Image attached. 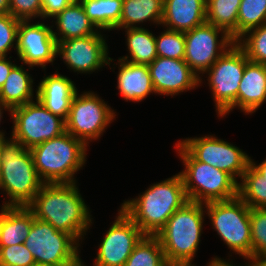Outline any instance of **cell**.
Wrapping results in <instances>:
<instances>
[{
	"mask_svg": "<svg viewBox=\"0 0 266 266\" xmlns=\"http://www.w3.org/2000/svg\"><path fill=\"white\" fill-rule=\"evenodd\" d=\"M76 182L44 183L28 206L36 219L71 235L78 243L92 223Z\"/></svg>",
	"mask_w": 266,
	"mask_h": 266,
	"instance_id": "obj_1",
	"label": "cell"
},
{
	"mask_svg": "<svg viewBox=\"0 0 266 266\" xmlns=\"http://www.w3.org/2000/svg\"><path fill=\"white\" fill-rule=\"evenodd\" d=\"M188 201L183 179L178 173L151 185L139 197L124 201L121 209L145 235L155 236Z\"/></svg>",
	"mask_w": 266,
	"mask_h": 266,
	"instance_id": "obj_2",
	"label": "cell"
},
{
	"mask_svg": "<svg viewBox=\"0 0 266 266\" xmlns=\"http://www.w3.org/2000/svg\"><path fill=\"white\" fill-rule=\"evenodd\" d=\"M2 141L0 189L9 201L4 206L28 207L44 182L35 169L33 157L22 142L13 138Z\"/></svg>",
	"mask_w": 266,
	"mask_h": 266,
	"instance_id": "obj_3",
	"label": "cell"
},
{
	"mask_svg": "<svg viewBox=\"0 0 266 266\" xmlns=\"http://www.w3.org/2000/svg\"><path fill=\"white\" fill-rule=\"evenodd\" d=\"M204 206V203L188 201L155 235L169 266H194L191 263L198 250L203 229L206 213Z\"/></svg>",
	"mask_w": 266,
	"mask_h": 266,
	"instance_id": "obj_4",
	"label": "cell"
},
{
	"mask_svg": "<svg viewBox=\"0 0 266 266\" xmlns=\"http://www.w3.org/2000/svg\"><path fill=\"white\" fill-rule=\"evenodd\" d=\"M44 183L76 182L74 174L86 161L87 145L68 132L29 149Z\"/></svg>",
	"mask_w": 266,
	"mask_h": 266,
	"instance_id": "obj_5",
	"label": "cell"
},
{
	"mask_svg": "<svg viewBox=\"0 0 266 266\" xmlns=\"http://www.w3.org/2000/svg\"><path fill=\"white\" fill-rule=\"evenodd\" d=\"M185 170L179 172L189 201L207 203L238 196V181L227 172L198 161L180 142L176 145Z\"/></svg>",
	"mask_w": 266,
	"mask_h": 266,
	"instance_id": "obj_6",
	"label": "cell"
},
{
	"mask_svg": "<svg viewBox=\"0 0 266 266\" xmlns=\"http://www.w3.org/2000/svg\"><path fill=\"white\" fill-rule=\"evenodd\" d=\"M204 205L213 228L226 245L236 254L252 261L250 208L239 196Z\"/></svg>",
	"mask_w": 266,
	"mask_h": 266,
	"instance_id": "obj_7",
	"label": "cell"
},
{
	"mask_svg": "<svg viewBox=\"0 0 266 266\" xmlns=\"http://www.w3.org/2000/svg\"><path fill=\"white\" fill-rule=\"evenodd\" d=\"M24 245L36 263L57 266H78L80 244L69 234L56 230L51 224L34 219Z\"/></svg>",
	"mask_w": 266,
	"mask_h": 266,
	"instance_id": "obj_8",
	"label": "cell"
},
{
	"mask_svg": "<svg viewBox=\"0 0 266 266\" xmlns=\"http://www.w3.org/2000/svg\"><path fill=\"white\" fill-rule=\"evenodd\" d=\"M10 112L13 119L12 137L21 141L26 149L66 132L63 118L50 112L37 98Z\"/></svg>",
	"mask_w": 266,
	"mask_h": 266,
	"instance_id": "obj_9",
	"label": "cell"
},
{
	"mask_svg": "<svg viewBox=\"0 0 266 266\" xmlns=\"http://www.w3.org/2000/svg\"><path fill=\"white\" fill-rule=\"evenodd\" d=\"M248 61L244 50L235 42L206 71L218 116H222L235 103Z\"/></svg>",
	"mask_w": 266,
	"mask_h": 266,
	"instance_id": "obj_10",
	"label": "cell"
},
{
	"mask_svg": "<svg viewBox=\"0 0 266 266\" xmlns=\"http://www.w3.org/2000/svg\"><path fill=\"white\" fill-rule=\"evenodd\" d=\"M115 112L97 94L84 92L74 95L66 122V132L82 140L98 139L105 129L115 119Z\"/></svg>",
	"mask_w": 266,
	"mask_h": 266,
	"instance_id": "obj_11",
	"label": "cell"
},
{
	"mask_svg": "<svg viewBox=\"0 0 266 266\" xmlns=\"http://www.w3.org/2000/svg\"><path fill=\"white\" fill-rule=\"evenodd\" d=\"M184 36V61L198 77H200L199 74L206 73L217 59L235 43L224 30L207 22L184 32Z\"/></svg>",
	"mask_w": 266,
	"mask_h": 266,
	"instance_id": "obj_12",
	"label": "cell"
},
{
	"mask_svg": "<svg viewBox=\"0 0 266 266\" xmlns=\"http://www.w3.org/2000/svg\"><path fill=\"white\" fill-rule=\"evenodd\" d=\"M145 234L134 221L120 209L99 245L94 266H123L135 246Z\"/></svg>",
	"mask_w": 266,
	"mask_h": 266,
	"instance_id": "obj_13",
	"label": "cell"
},
{
	"mask_svg": "<svg viewBox=\"0 0 266 266\" xmlns=\"http://www.w3.org/2000/svg\"><path fill=\"white\" fill-rule=\"evenodd\" d=\"M103 35L97 32L82 38L57 41V55L62 56L71 70L91 73L113 60L108 56V46Z\"/></svg>",
	"mask_w": 266,
	"mask_h": 266,
	"instance_id": "obj_14",
	"label": "cell"
},
{
	"mask_svg": "<svg viewBox=\"0 0 266 266\" xmlns=\"http://www.w3.org/2000/svg\"><path fill=\"white\" fill-rule=\"evenodd\" d=\"M20 21L17 31V55L30 67L53 63L57 57V41L53 35V26L37 22Z\"/></svg>",
	"mask_w": 266,
	"mask_h": 266,
	"instance_id": "obj_15",
	"label": "cell"
},
{
	"mask_svg": "<svg viewBox=\"0 0 266 266\" xmlns=\"http://www.w3.org/2000/svg\"><path fill=\"white\" fill-rule=\"evenodd\" d=\"M148 69L154 90L160 95H178L198 87L202 80L184 59L157 57Z\"/></svg>",
	"mask_w": 266,
	"mask_h": 266,
	"instance_id": "obj_16",
	"label": "cell"
},
{
	"mask_svg": "<svg viewBox=\"0 0 266 266\" xmlns=\"http://www.w3.org/2000/svg\"><path fill=\"white\" fill-rule=\"evenodd\" d=\"M266 101V65L248 61L239 84L235 103L221 116L239 107L245 114H252Z\"/></svg>",
	"mask_w": 266,
	"mask_h": 266,
	"instance_id": "obj_17",
	"label": "cell"
},
{
	"mask_svg": "<svg viewBox=\"0 0 266 266\" xmlns=\"http://www.w3.org/2000/svg\"><path fill=\"white\" fill-rule=\"evenodd\" d=\"M77 88L71 79L59 72L43 77L36 90V98L54 115L68 118Z\"/></svg>",
	"mask_w": 266,
	"mask_h": 266,
	"instance_id": "obj_18",
	"label": "cell"
},
{
	"mask_svg": "<svg viewBox=\"0 0 266 266\" xmlns=\"http://www.w3.org/2000/svg\"><path fill=\"white\" fill-rule=\"evenodd\" d=\"M206 22V0H164L161 24L186 32Z\"/></svg>",
	"mask_w": 266,
	"mask_h": 266,
	"instance_id": "obj_19",
	"label": "cell"
},
{
	"mask_svg": "<svg viewBox=\"0 0 266 266\" xmlns=\"http://www.w3.org/2000/svg\"><path fill=\"white\" fill-rule=\"evenodd\" d=\"M117 88L127 101L140 102L151 93H156L148 65L133 64L118 59Z\"/></svg>",
	"mask_w": 266,
	"mask_h": 266,
	"instance_id": "obj_20",
	"label": "cell"
},
{
	"mask_svg": "<svg viewBox=\"0 0 266 266\" xmlns=\"http://www.w3.org/2000/svg\"><path fill=\"white\" fill-rule=\"evenodd\" d=\"M34 219L29 207L3 205L0 211V246L24 243Z\"/></svg>",
	"mask_w": 266,
	"mask_h": 266,
	"instance_id": "obj_21",
	"label": "cell"
},
{
	"mask_svg": "<svg viewBox=\"0 0 266 266\" xmlns=\"http://www.w3.org/2000/svg\"><path fill=\"white\" fill-rule=\"evenodd\" d=\"M53 19L56 20L55 25H57L56 28L58 31V33L53 31L56 41L82 38L98 32V30H95L97 28L90 21L78 0H74L68 7L53 17Z\"/></svg>",
	"mask_w": 266,
	"mask_h": 266,
	"instance_id": "obj_22",
	"label": "cell"
},
{
	"mask_svg": "<svg viewBox=\"0 0 266 266\" xmlns=\"http://www.w3.org/2000/svg\"><path fill=\"white\" fill-rule=\"evenodd\" d=\"M33 79L22 65H15L0 88V101L11 111L33 101Z\"/></svg>",
	"mask_w": 266,
	"mask_h": 266,
	"instance_id": "obj_23",
	"label": "cell"
},
{
	"mask_svg": "<svg viewBox=\"0 0 266 266\" xmlns=\"http://www.w3.org/2000/svg\"><path fill=\"white\" fill-rule=\"evenodd\" d=\"M164 0H123L122 15L116 28H138L137 23L152 21L161 25Z\"/></svg>",
	"mask_w": 266,
	"mask_h": 266,
	"instance_id": "obj_24",
	"label": "cell"
},
{
	"mask_svg": "<svg viewBox=\"0 0 266 266\" xmlns=\"http://www.w3.org/2000/svg\"><path fill=\"white\" fill-rule=\"evenodd\" d=\"M127 46L131 57L118 58L133 64L149 65L157 58L155 35L149 30L138 28H126ZM130 58V59H128Z\"/></svg>",
	"mask_w": 266,
	"mask_h": 266,
	"instance_id": "obj_25",
	"label": "cell"
},
{
	"mask_svg": "<svg viewBox=\"0 0 266 266\" xmlns=\"http://www.w3.org/2000/svg\"><path fill=\"white\" fill-rule=\"evenodd\" d=\"M240 3L241 0H206V22L224 30L235 42Z\"/></svg>",
	"mask_w": 266,
	"mask_h": 266,
	"instance_id": "obj_26",
	"label": "cell"
},
{
	"mask_svg": "<svg viewBox=\"0 0 266 266\" xmlns=\"http://www.w3.org/2000/svg\"><path fill=\"white\" fill-rule=\"evenodd\" d=\"M98 29H116L122 15L123 0H78Z\"/></svg>",
	"mask_w": 266,
	"mask_h": 266,
	"instance_id": "obj_27",
	"label": "cell"
},
{
	"mask_svg": "<svg viewBox=\"0 0 266 266\" xmlns=\"http://www.w3.org/2000/svg\"><path fill=\"white\" fill-rule=\"evenodd\" d=\"M123 266H169L156 236L145 235Z\"/></svg>",
	"mask_w": 266,
	"mask_h": 266,
	"instance_id": "obj_28",
	"label": "cell"
},
{
	"mask_svg": "<svg viewBox=\"0 0 266 266\" xmlns=\"http://www.w3.org/2000/svg\"><path fill=\"white\" fill-rule=\"evenodd\" d=\"M238 183V196L249 208H266V179L251 164Z\"/></svg>",
	"mask_w": 266,
	"mask_h": 266,
	"instance_id": "obj_29",
	"label": "cell"
},
{
	"mask_svg": "<svg viewBox=\"0 0 266 266\" xmlns=\"http://www.w3.org/2000/svg\"><path fill=\"white\" fill-rule=\"evenodd\" d=\"M250 157L238 147L219 139V156L217 168L230 174L236 181L243 177L250 165ZM237 176V177H236Z\"/></svg>",
	"mask_w": 266,
	"mask_h": 266,
	"instance_id": "obj_30",
	"label": "cell"
},
{
	"mask_svg": "<svg viewBox=\"0 0 266 266\" xmlns=\"http://www.w3.org/2000/svg\"><path fill=\"white\" fill-rule=\"evenodd\" d=\"M266 23V0H241L238 10L237 40L247 31Z\"/></svg>",
	"mask_w": 266,
	"mask_h": 266,
	"instance_id": "obj_31",
	"label": "cell"
},
{
	"mask_svg": "<svg viewBox=\"0 0 266 266\" xmlns=\"http://www.w3.org/2000/svg\"><path fill=\"white\" fill-rule=\"evenodd\" d=\"M180 143L200 162L217 168L219 139L215 136L186 138Z\"/></svg>",
	"mask_w": 266,
	"mask_h": 266,
	"instance_id": "obj_32",
	"label": "cell"
},
{
	"mask_svg": "<svg viewBox=\"0 0 266 266\" xmlns=\"http://www.w3.org/2000/svg\"><path fill=\"white\" fill-rule=\"evenodd\" d=\"M236 43L244 50L248 60L266 65V23L247 31Z\"/></svg>",
	"mask_w": 266,
	"mask_h": 266,
	"instance_id": "obj_33",
	"label": "cell"
},
{
	"mask_svg": "<svg viewBox=\"0 0 266 266\" xmlns=\"http://www.w3.org/2000/svg\"><path fill=\"white\" fill-rule=\"evenodd\" d=\"M252 262L266 254V208H250Z\"/></svg>",
	"mask_w": 266,
	"mask_h": 266,
	"instance_id": "obj_34",
	"label": "cell"
},
{
	"mask_svg": "<svg viewBox=\"0 0 266 266\" xmlns=\"http://www.w3.org/2000/svg\"><path fill=\"white\" fill-rule=\"evenodd\" d=\"M157 57L184 59L185 36L184 32L166 29L155 37Z\"/></svg>",
	"mask_w": 266,
	"mask_h": 266,
	"instance_id": "obj_35",
	"label": "cell"
},
{
	"mask_svg": "<svg viewBox=\"0 0 266 266\" xmlns=\"http://www.w3.org/2000/svg\"><path fill=\"white\" fill-rule=\"evenodd\" d=\"M21 20L9 14H0V57H7V52L17 47V31Z\"/></svg>",
	"mask_w": 266,
	"mask_h": 266,
	"instance_id": "obj_36",
	"label": "cell"
},
{
	"mask_svg": "<svg viewBox=\"0 0 266 266\" xmlns=\"http://www.w3.org/2000/svg\"><path fill=\"white\" fill-rule=\"evenodd\" d=\"M0 262L11 266H32L36 263L24 243L0 246Z\"/></svg>",
	"mask_w": 266,
	"mask_h": 266,
	"instance_id": "obj_37",
	"label": "cell"
},
{
	"mask_svg": "<svg viewBox=\"0 0 266 266\" xmlns=\"http://www.w3.org/2000/svg\"><path fill=\"white\" fill-rule=\"evenodd\" d=\"M9 13L21 21L41 18L42 0H9Z\"/></svg>",
	"mask_w": 266,
	"mask_h": 266,
	"instance_id": "obj_38",
	"label": "cell"
},
{
	"mask_svg": "<svg viewBox=\"0 0 266 266\" xmlns=\"http://www.w3.org/2000/svg\"><path fill=\"white\" fill-rule=\"evenodd\" d=\"M73 1L74 0H42L41 19H50V17H55Z\"/></svg>",
	"mask_w": 266,
	"mask_h": 266,
	"instance_id": "obj_39",
	"label": "cell"
},
{
	"mask_svg": "<svg viewBox=\"0 0 266 266\" xmlns=\"http://www.w3.org/2000/svg\"><path fill=\"white\" fill-rule=\"evenodd\" d=\"M15 65L16 64L11 62V60L9 61L7 57H0V88L4 85L6 78Z\"/></svg>",
	"mask_w": 266,
	"mask_h": 266,
	"instance_id": "obj_40",
	"label": "cell"
},
{
	"mask_svg": "<svg viewBox=\"0 0 266 266\" xmlns=\"http://www.w3.org/2000/svg\"><path fill=\"white\" fill-rule=\"evenodd\" d=\"M232 261L229 263L221 258L215 257L208 263V266H234ZM246 266H257L255 262L250 261Z\"/></svg>",
	"mask_w": 266,
	"mask_h": 266,
	"instance_id": "obj_41",
	"label": "cell"
},
{
	"mask_svg": "<svg viewBox=\"0 0 266 266\" xmlns=\"http://www.w3.org/2000/svg\"><path fill=\"white\" fill-rule=\"evenodd\" d=\"M250 164L264 179H266V159L259 165H256L255 162L250 159Z\"/></svg>",
	"mask_w": 266,
	"mask_h": 266,
	"instance_id": "obj_42",
	"label": "cell"
},
{
	"mask_svg": "<svg viewBox=\"0 0 266 266\" xmlns=\"http://www.w3.org/2000/svg\"><path fill=\"white\" fill-rule=\"evenodd\" d=\"M0 14H9V0H0Z\"/></svg>",
	"mask_w": 266,
	"mask_h": 266,
	"instance_id": "obj_43",
	"label": "cell"
},
{
	"mask_svg": "<svg viewBox=\"0 0 266 266\" xmlns=\"http://www.w3.org/2000/svg\"><path fill=\"white\" fill-rule=\"evenodd\" d=\"M255 264L257 266H266V254L261 256L260 258H258L256 261H255Z\"/></svg>",
	"mask_w": 266,
	"mask_h": 266,
	"instance_id": "obj_44",
	"label": "cell"
},
{
	"mask_svg": "<svg viewBox=\"0 0 266 266\" xmlns=\"http://www.w3.org/2000/svg\"><path fill=\"white\" fill-rule=\"evenodd\" d=\"M8 110V111H10L4 104H3V102L2 101H0V121H1V118H2V110ZM0 136H5V134L2 132V131H0Z\"/></svg>",
	"mask_w": 266,
	"mask_h": 266,
	"instance_id": "obj_45",
	"label": "cell"
},
{
	"mask_svg": "<svg viewBox=\"0 0 266 266\" xmlns=\"http://www.w3.org/2000/svg\"><path fill=\"white\" fill-rule=\"evenodd\" d=\"M6 137L4 136H0V166H1V150H2V141L5 139Z\"/></svg>",
	"mask_w": 266,
	"mask_h": 266,
	"instance_id": "obj_46",
	"label": "cell"
},
{
	"mask_svg": "<svg viewBox=\"0 0 266 266\" xmlns=\"http://www.w3.org/2000/svg\"><path fill=\"white\" fill-rule=\"evenodd\" d=\"M32 266H57V265H50V264H43V263H35Z\"/></svg>",
	"mask_w": 266,
	"mask_h": 266,
	"instance_id": "obj_47",
	"label": "cell"
},
{
	"mask_svg": "<svg viewBox=\"0 0 266 266\" xmlns=\"http://www.w3.org/2000/svg\"><path fill=\"white\" fill-rule=\"evenodd\" d=\"M0 266H11V265L0 262Z\"/></svg>",
	"mask_w": 266,
	"mask_h": 266,
	"instance_id": "obj_48",
	"label": "cell"
},
{
	"mask_svg": "<svg viewBox=\"0 0 266 266\" xmlns=\"http://www.w3.org/2000/svg\"><path fill=\"white\" fill-rule=\"evenodd\" d=\"M78 266H85L84 262H81Z\"/></svg>",
	"mask_w": 266,
	"mask_h": 266,
	"instance_id": "obj_49",
	"label": "cell"
}]
</instances>
